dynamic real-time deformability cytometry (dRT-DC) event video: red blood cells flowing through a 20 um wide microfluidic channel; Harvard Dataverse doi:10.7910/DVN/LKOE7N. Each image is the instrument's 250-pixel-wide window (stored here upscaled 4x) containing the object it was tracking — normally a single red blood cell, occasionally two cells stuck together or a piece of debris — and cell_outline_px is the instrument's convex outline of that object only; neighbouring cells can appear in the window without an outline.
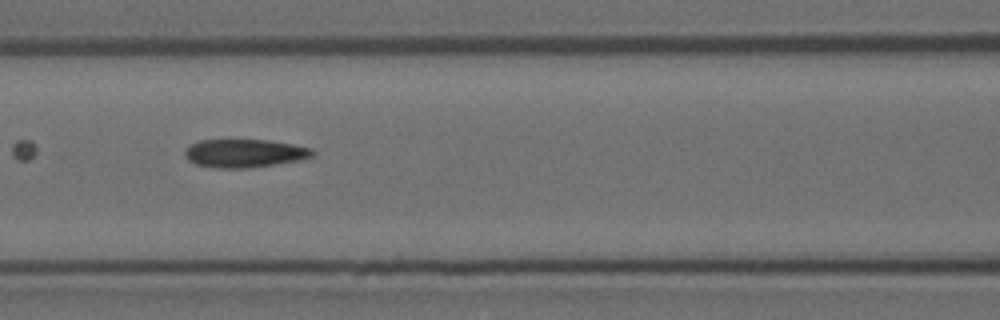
{"species": "Egyptian fruit bat (a non-hibernating species)", "species_latin": "Rousettus aegyptiacus", "temperature_condition": "room temperature", "stored_images_in_passage": 14, "camera_frame_rate_fps": 3000, "um_per_image_px": 0.085, "animal": {"sex": "female"}, "frame": {"image": 1, "passage_image": 6, "time_ms": 1.667, "image_size_px": [1000, 320], "cell_outline_px": [[316, 152], [312, 156], [296, 160], [248, 168], [220, 168], [196, 164], [188, 160], [184, 156], [184, 152], [192, 144], [200, 140], [268, 140], [292, 144], [312, 148]], "centroid_in_image_um": [20.77, 13.02], "position_along_channel_um": 145.8, "area_um2": 20.69}}
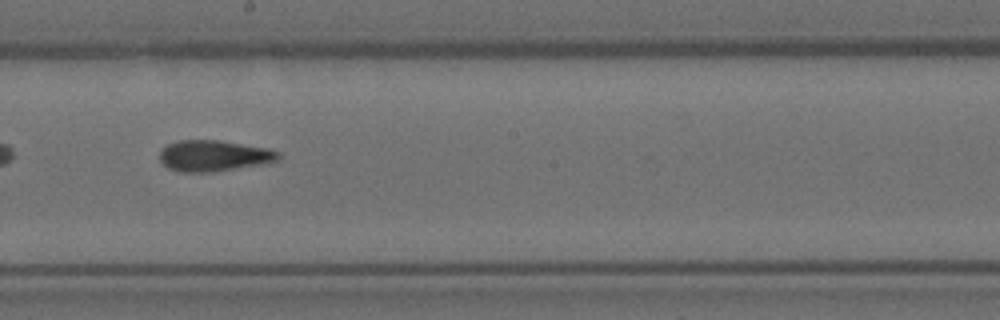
{"frame": {"image": 2, "passage_image": 8, "time_ms": 2.333, "image_size_px": [1000, 320], "cell_outline_px": [[280, 160], [268, 164], [212, 172], [180, 172], [168, 168], [160, 160], [160, 152], [168, 144], [180, 140], [216, 140], [268, 148], [280, 152]], "centroid_in_image_um": [18.23, 13.25], "position_along_channel_um": 230.0, "area_um2": 21.62}}
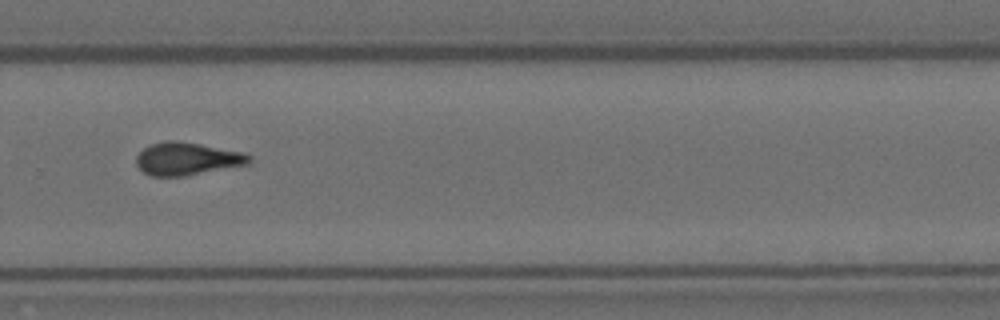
{"frame": {"image": 3, "passage_image": 10, "time_ms": 3.0, "image_size_px": [1000, 320], "cell_outline_px": [[252, 160], [248, 164], [184, 176], [152, 176], [144, 172], [136, 164], [136, 156], [144, 148], [152, 144], [168, 140], [176, 140], [200, 144], [244, 152], [252, 156]], "centroid_in_image_um": [15.92, 13.49], "position_along_channel_um": 313.9, "area_um2": 21.44}}